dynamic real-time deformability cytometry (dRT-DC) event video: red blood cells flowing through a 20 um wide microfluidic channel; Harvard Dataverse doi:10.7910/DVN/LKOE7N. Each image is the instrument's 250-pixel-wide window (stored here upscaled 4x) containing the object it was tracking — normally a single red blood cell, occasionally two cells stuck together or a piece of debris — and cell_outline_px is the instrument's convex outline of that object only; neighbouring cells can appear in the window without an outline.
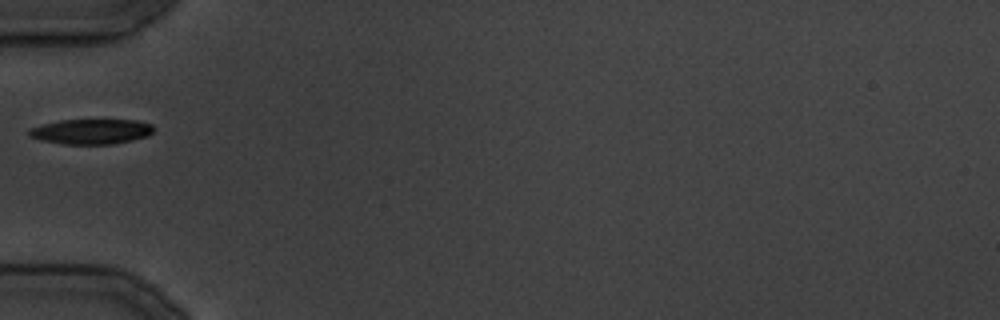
{"species": "common noctule bat (a hibernating species)", "species_latin": "Nyctalus noctula", "temperature_condition": "cold", "stored_images_in_passage": 20, "camera_frame_rate_fps": 3000, "um_per_image_px": 0.085, "animal": {"sex": "male", "body_mass_g": 19.5, "forearm_length_mm": 54.6}, "frame": {"image": 1, "passage_image": 1, "time_ms": 0.0, "image_size_px": [1000, 320], "cell_outline_px": [[152, 132], [148, 136], [132, 140], [112, 144], [64, 144], [40, 140], [28, 136], [28, 128], [60, 120], [136, 120], [152, 124]], "centroid_in_image_um": [7.72, 11.18], "position_along_channel_um": 77.3, "area_um2": 18.21}}
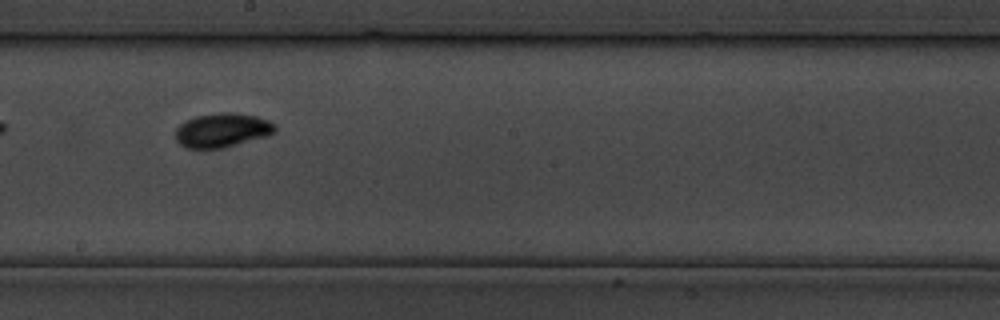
{"frame": {"image": 2, "passage_image": 9, "time_ms": 9.667, "image_size_px": [1000, 320], "cell_outline_px": [[276, 132], [268, 136], [224, 148], [184, 148], [176, 140], [176, 128], [184, 120], [196, 116], [220, 112], [232, 112], [256, 116], [268, 120], [276, 124]], "centroid_in_image_um": [18.9, 11.07], "position_along_channel_um": 229.3, "area_um2": 20.06}}
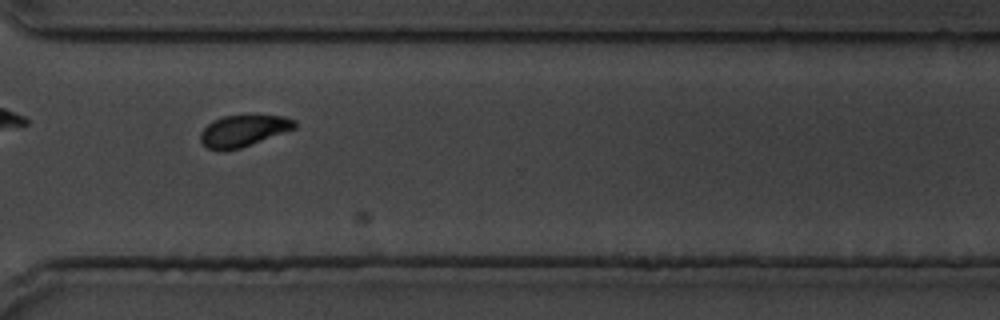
{"frame": {"image": 3, "passage_image": 15, "time_ms": 17.333, "image_size_px": [1000, 320], "cell_outline_px": [[296, 128], [240, 148], [208, 148], [200, 140], [200, 132], [212, 120], [224, 116], [284, 116], [296, 120]], "centroid_in_image_um": [20.71, 11.08], "position_along_channel_um": 349.9, "area_um2": 16.7}}